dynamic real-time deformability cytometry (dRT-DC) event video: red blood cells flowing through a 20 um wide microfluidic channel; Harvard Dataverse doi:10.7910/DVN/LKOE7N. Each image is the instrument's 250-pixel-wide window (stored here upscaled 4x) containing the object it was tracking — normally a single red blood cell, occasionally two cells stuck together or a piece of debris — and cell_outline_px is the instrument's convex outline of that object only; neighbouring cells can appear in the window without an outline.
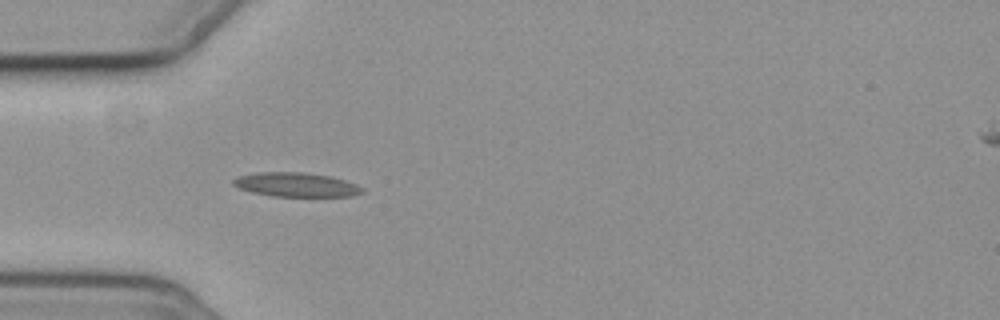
{"species": "common noctule bat (a hibernating species)", "species_latin": "Nyctalus noctula", "temperature_condition": "cold", "stored_images_in_passage": 6, "camera_frame_rate_fps": 3000, "um_per_image_px": 0.085, "animal": {"sex": "female", "body_mass_g": 19.3, "forearm_length_mm": 54.1}, "frame": {"image": 1, "passage_image": 4, "time_ms": 4.333, "image_size_px": [1000, 320], "cell_outline_px": [[364, 192], [352, 196], [272, 196], [252, 192], [240, 188], [232, 184], [232, 180], [240, 176], [260, 172], [304, 172], [328, 176], [344, 180], [356, 184], [364, 188]], "centroid_in_image_um": [25.19, 15.7], "position_along_channel_um": 59.8, "area_um2": 17.98}}
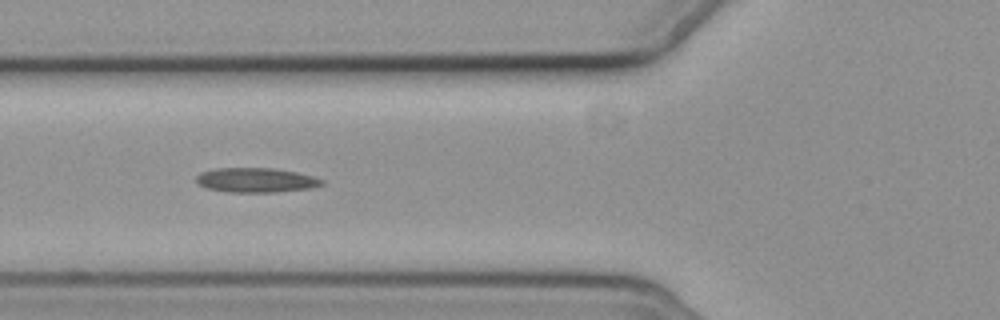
{"frame": {"image": 2, "passage_image": 5, "time_ms": 5.667, "image_size_px": [1000, 320], "cell_outline_px": [[324, 184], [312, 188], [276, 192], [228, 192], [208, 188], [200, 184], [196, 180], [196, 176], [200, 172], [216, 168], [272, 168], [296, 172], [312, 176], [324, 180]], "centroid_in_image_um": [21.77, 15.31], "position_along_channel_um": 104.0, "area_um2": 17.92}}
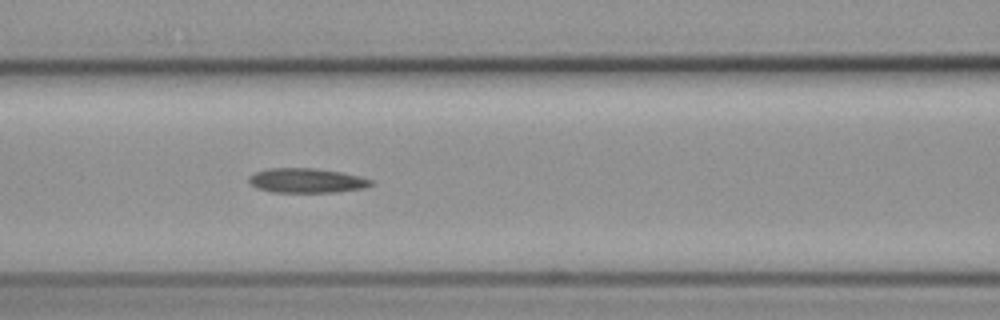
{"frame": {"image": 3, "passage_image": 6, "time_ms": 6.667, "image_size_px": [1000, 320], "cell_outline_px": [[372, 184], [364, 188], [336, 192], [272, 192], [256, 188], [248, 180], [248, 176], [256, 172], [268, 168], [312, 168], [340, 172], [360, 176], [372, 180]], "centroid_in_image_um": [26.04, 15.35], "position_along_channel_um": 140.6, "area_um2": 17.4}}